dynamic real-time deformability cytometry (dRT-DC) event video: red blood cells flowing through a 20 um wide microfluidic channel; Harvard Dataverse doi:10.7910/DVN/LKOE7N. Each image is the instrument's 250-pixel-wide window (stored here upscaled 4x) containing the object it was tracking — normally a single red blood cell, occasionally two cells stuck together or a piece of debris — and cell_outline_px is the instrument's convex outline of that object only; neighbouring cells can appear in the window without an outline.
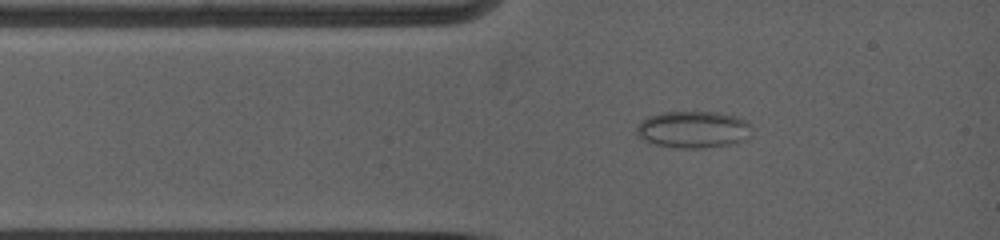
{"species": "common noctule bat (a hibernating species)", "species_latin": "Nyctalus noctula", "temperature_condition": "warm", "stored_images_in_passage": 24, "camera_frame_rate_fps": 5000, "um_per_image_px": 0.085, "animal": {"sex": "female", "body_mass_g": 19.0, "forearm_length_mm": 53.3}, "frame": {"image": 1, "passage_image": 2, "time_ms": 0.6, "image_size_px": [1000, 240], "cell_outline_px": [[748, 124], [736, 140], [724, 144], [692, 148], [688, 148], [660, 144], [648, 140], [636, 128], [644, 120], [652, 116], [664, 112], [708, 112], [728, 116], [740, 120]], "centroid_in_image_um": [58.77, 10.97], "position_along_channel_um": 26.2, "area_um2": 22.02}}
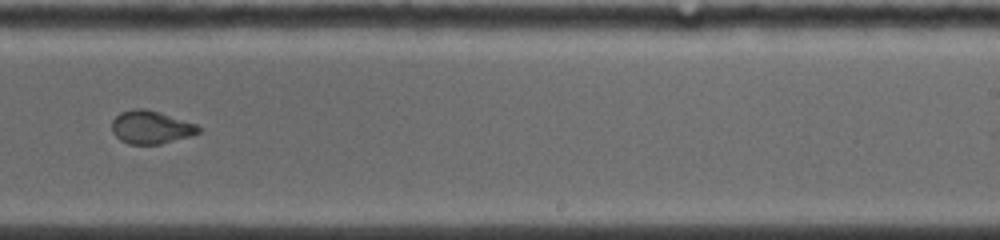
{"frame": {"image": 2, "passage_image": 12, "time_ms": 7.2, "image_size_px": [1000, 240], "cell_outline_px": [[200, 132], [188, 136], [160, 144], [128, 144], [120, 140], [112, 132], [112, 120], [120, 112], [140, 108], [156, 112], [196, 124], [200, 128]], "centroid_in_image_um": [12.78, 10.83], "position_along_channel_um": 276.2, "area_um2": 16.24}}
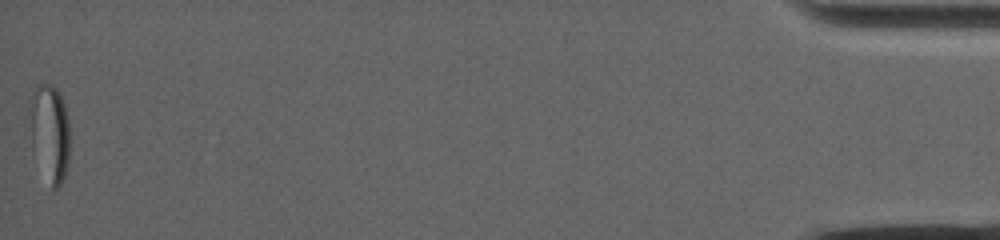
{"frame": {"image": 3, "passage_image": 24, "time_ms": 15.2, "image_size_px": [1000, 240], "cell_outline_px": [[68, 164], [64, 176], [60, 184], [56, 188], [52, 188], [32, 148], [28, 108], [28, 100], [36, 84], [52, 84], [60, 92], [68, 116]], "centroid_in_image_um": [4.2, 11.17], "position_along_channel_um": 431.0, "area_um2": 22.77}}